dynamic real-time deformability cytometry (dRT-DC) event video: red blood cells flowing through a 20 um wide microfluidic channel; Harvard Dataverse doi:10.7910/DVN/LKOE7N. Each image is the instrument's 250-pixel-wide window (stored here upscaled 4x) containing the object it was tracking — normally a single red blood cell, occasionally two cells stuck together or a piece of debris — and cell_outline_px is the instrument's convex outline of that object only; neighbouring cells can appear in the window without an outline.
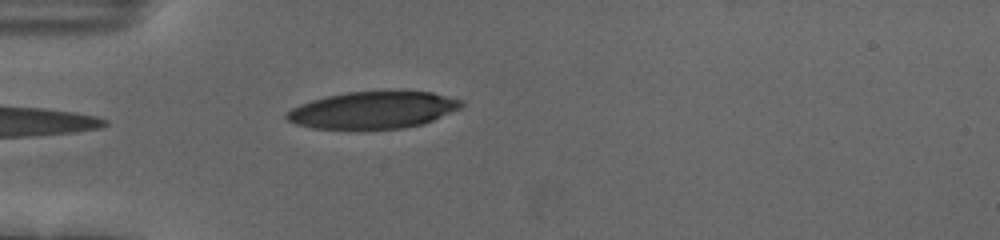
{"species": "human", "species_latin": "Homo sapiens", "temperature_condition": "cold", "stored_images_in_passage": 37, "camera_frame_rate_fps": 3000, "um_per_image_px": 0.085, "donor": {"sex": "female"}, "frame": {"image": 1, "passage_image": 1, "time_ms": 0.0, "image_size_px": [1000, 240], "cell_outline_px": [[464, 104], [460, 108], [424, 124], [404, 128], [312, 128], [296, 124], [288, 120], [284, 116], [292, 108], [300, 104], [312, 100], [328, 96], [348, 92], [432, 92], [464, 100]], "centroid_in_image_um": [31.74, 9.35], "position_along_channel_um": 53.3, "area_um2": 37.17}}
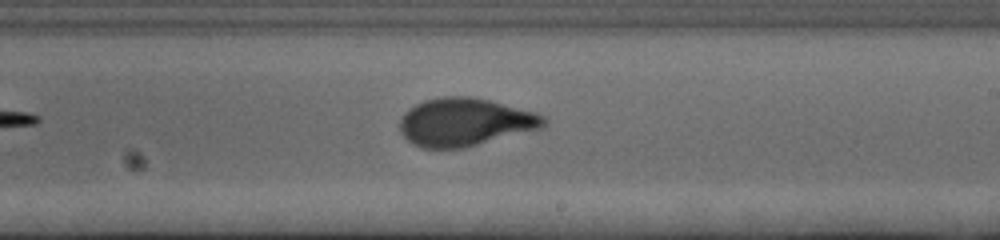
{"frame": {"image": 2, "passage_image": 18, "time_ms": 5.667, "image_size_px": [1000, 240], "cell_outline_px": [[548, 120], [540, 128], [460, 148], [424, 148], [412, 144], [400, 132], [400, 120], [404, 112], [408, 108], [424, 100], [444, 96], [468, 96], [488, 100], [536, 112], [544, 116]], "centroid_in_image_um": [39.47, 10.36], "position_along_channel_um": 249.5, "area_um2": 39.77}}
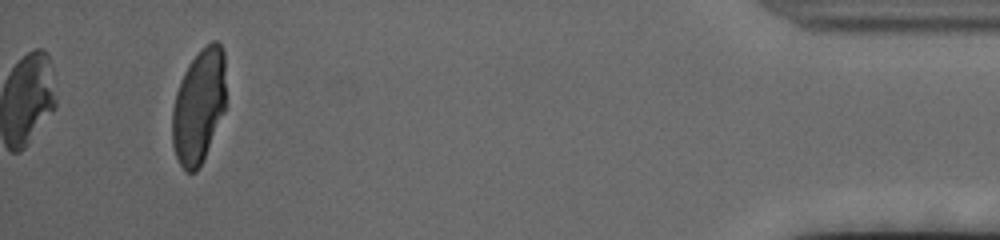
{"frame": {"image": 3, "passage_image": 37, "time_ms": 12.0, "image_size_px": [1000, 240], "cell_outline_px": [[224, 112], [204, 156], [196, 172], [184, 172], [176, 156], [172, 144], [172, 112], [176, 92], [180, 80], [184, 72], [192, 60], [212, 40], [216, 40], [220, 44], [224, 52]], "centroid_in_image_um": [16.88, 9.05], "position_along_channel_um": 418.3, "area_um2": 35.14}, "authors_computed_cell_mechanics": {"area_um2": 39.304, "velocity_mm_per_s": 3.6717, "shape_relaxation_time_tau1_ms": 3.7467, "shape_relaxation_time_tau2_ms": 0.7925, "deformation_change_tau1": 0.1766, "deformation_change_tau2": 0.073}}